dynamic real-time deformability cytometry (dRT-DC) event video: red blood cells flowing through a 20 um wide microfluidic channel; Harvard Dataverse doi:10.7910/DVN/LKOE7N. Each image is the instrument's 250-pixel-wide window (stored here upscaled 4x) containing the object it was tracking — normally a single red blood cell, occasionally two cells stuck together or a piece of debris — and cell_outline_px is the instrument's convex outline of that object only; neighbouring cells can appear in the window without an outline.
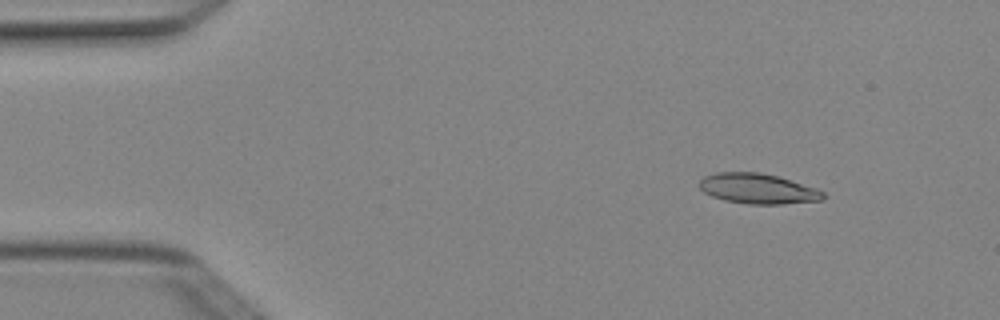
{"species": "Egyptian fruit bat (a non-hibernating species)", "species_latin": "Rousettus aegyptiacus", "temperature_condition": "cold", "stored_images_in_passage": 4, "camera_frame_rate_fps": 3000, "um_per_image_px": 0.085, "animal": {"sex": "female"}, "frame": {"image": 1, "passage_image": 2, "time_ms": 0.333, "image_size_px": [1000, 320], "cell_outline_px": [[824, 200], [780, 204], [748, 204], [724, 200], [712, 196], [704, 192], [700, 188], [700, 180], [704, 176], [716, 172], [760, 172], [776, 176], [816, 188], [824, 192]], "centroid_in_image_um": [64.4, 16.04], "position_along_channel_um": 20.6, "area_um2": 21.68}}
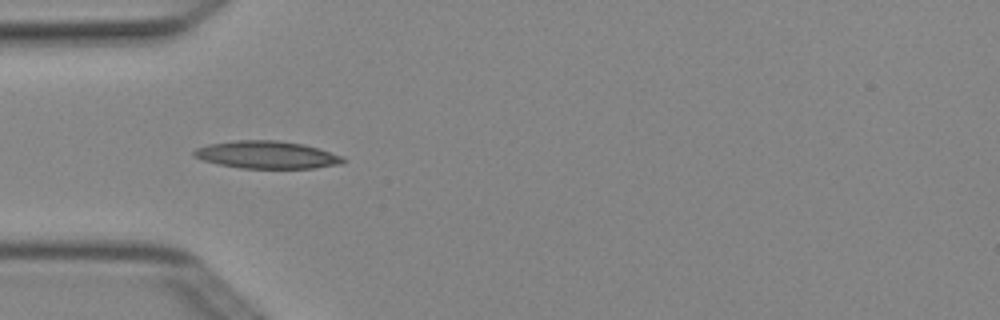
{"frame": {"image": 2, "passage_image": 4, "time_ms": 1.0, "image_size_px": [1000, 320], "cell_outline_px": [[344, 164], [316, 168], [240, 168], [220, 164], [204, 160], [192, 156], [192, 152], [196, 148], [208, 144], [236, 140], [276, 140], [304, 144], [344, 156]], "centroid_in_image_um": [22.7, 13.16], "position_along_channel_um": 62.3, "area_um2": 23.99}}